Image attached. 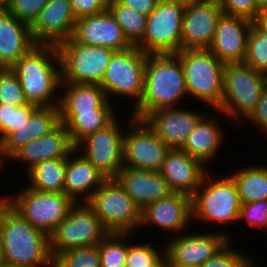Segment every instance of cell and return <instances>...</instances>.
<instances>
[{
    "label": "cell",
    "mask_w": 267,
    "mask_h": 267,
    "mask_svg": "<svg viewBox=\"0 0 267 267\" xmlns=\"http://www.w3.org/2000/svg\"><path fill=\"white\" fill-rule=\"evenodd\" d=\"M187 97L180 58L176 54H147L144 92L140 103L131 110L132 116L143 120L155 110L180 106V100Z\"/></svg>",
    "instance_id": "1"
},
{
    "label": "cell",
    "mask_w": 267,
    "mask_h": 267,
    "mask_svg": "<svg viewBox=\"0 0 267 267\" xmlns=\"http://www.w3.org/2000/svg\"><path fill=\"white\" fill-rule=\"evenodd\" d=\"M10 267H53L49 236L34 228L2 196V259Z\"/></svg>",
    "instance_id": "2"
},
{
    "label": "cell",
    "mask_w": 267,
    "mask_h": 267,
    "mask_svg": "<svg viewBox=\"0 0 267 267\" xmlns=\"http://www.w3.org/2000/svg\"><path fill=\"white\" fill-rule=\"evenodd\" d=\"M10 69L28 103L59 107L60 95L55 93L61 89V64L55 45L37 44Z\"/></svg>",
    "instance_id": "3"
},
{
    "label": "cell",
    "mask_w": 267,
    "mask_h": 267,
    "mask_svg": "<svg viewBox=\"0 0 267 267\" xmlns=\"http://www.w3.org/2000/svg\"><path fill=\"white\" fill-rule=\"evenodd\" d=\"M209 173L204 174L191 197L192 218L222 225L239 221L242 203L234 180L229 173L216 179H211Z\"/></svg>",
    "instance_id": "4"
},
{
    "label": "cell",
    "mask_w": 267,
    "mask_h": 267,
    "mask_svg": "<svg viewBox=\"0 0 267 267\" xmlns=\"http://www.w3.org/2000/svg\"><path fill=\"white\" fill-rule=\"evenodd\" d=\"M184 71L188 96L217 110L223 96L225 63L208 49H183L176 53Z\"/></svg>",
    "instance_id": "5"
},
{
    "label": "cell",
    "mask_w": 267,
    "mask_h": 267,
    "mask_svg": "<svg viewBox=\"0 0 267 267\" xmlns=\"http://www.w3.org/2000/svg\"><path fill=\"white\" fill-rule=\"evenodd\" d=\"M266 86L267 75L244 63H227L223 70L222 101L216 111L234 121L241 117L246 120Z\"/></svg>",
    "instance_id": "6"
},
{
    "label": "cell",
    "mask_w": 267,
    "mask_h": 267,
    "mask_svg": "<svg viewBox=\"0 0 267 267\" xmlns=\"http://www.w3.org/2000/svg\"><path fill=\"white\" fill-rule=\"evenodd\" d=\"M26 187L14 197L7 194L3 198L24 220L50 236L75 202L65 193L39 192Z\"/></svg>",
    "instance_id": "7"
},
{
    "label": "cell",
    "mask_w": 267,
    "mask_h": 267,
    "mask_svg": "<svg viewBox=\"0 0 267 267\" xmlns=\"http://www.w3.org/2000/svg\"><path fill=\"white\" fill-rule=\"evenodd\" d=\"M62 83L101 84L114 50L77 42L72 36L57 46Z\"/></svg>",
    "instance_id": "8"
},
{
    "label": "cell",
    "mask_w": 267,
    "mask_h": 267,
    "mask_svg": "<svg viewBox=\"0 0 267 267\" xmlns=\"http://www.w3.org/2000/svg\"><path fill=\"white\" fill-rule=\"evenodd\" d=\"M109 233H131L141 224V209L114 178L106 179L88 201Z\"/></svg>",
    "instance_id": "9"
},
{
    "label": "cell",
    "mask_w": 267,
    "mask_h": 267,
    "mask_svg": "<svg viewBox=\"0 0 267 267\" xmlns=\"http://www.w3.org/2000/svg\"><path fill=\"white\" fill-rule=\"evenodd\" d=\"M108 234L88 202H75L66 218L49 236L51 255L54 258L73 248L96 246Z\"/></svg>",
    "instance_id": "10"
},
{
    "label": "cell",
    "mask_w": 267,
    "mask_h": 267,
    "mask_svg": "<svg viewBox=\"0 0 267 267\" xmlns=\"http://www.w3.org/2000/svg\"><path fill=\"white\" fill-rule=\"evenodd\" d=\"M146 59L147 54L136 46L114 52L100 84L109 101L110 97L117 95L134 98V106L140 103L144 92Z\"/></svg>",
    "instance_id": "11"
},
{
    "label": "cell",
    "mask_w": 267,
    "mask_h": 267,
    "mask_svg": "<svg viewBox=\"0 0 267 267\" xmlns=\"http://www.w3.org/2000/svg\"><path fill=\"white\" fill-rule=\"evenodd\" d=\"M184 9L175 2L160 0L147 16L143 39L136 47L148 55L179 52Z\"/></svg>",
    "instance_id": "12"
},
{
    "label": "cell",
    "mask_w": 267,
    "mask_h": 267,
    "mask_svg": "<svg viewBox=\"0 0 267 267\" xmlns=\"http://www.w3.org/2000/svg\"><path fill=\"white\" fill-rule=\"evenodd\" d=\"M129 117L126 122L129 131L125 130L123 137L124 167L160 171L170 148L144 120L136 119L132 114Z\"/></svg>",
    "instance_id": "13"
},
{
    "label": "cell",
    "mask_w": 267,
    "mask_h": 267,
    "mask_svg": "<svg viewBox=\"0 0 267 267\" xmlns=\"http://www.w3.org/2000/svg\"><path fill=\"white\" fill-rule=\"evenodd\" d=\"M115 118L110 124L82 139L75 149L107 179L114 178L124 167L122 124ZM120 125V126H119Z\"/></svg>",
    "instance_id": "14"
},
{
    "label": "cell",
    "mask_w": 267,
    "mask_h": 267,
    "mask_svg": "<svg viewBox=\"0 0 267 267\" xmlns=\"http://www.w3.org/2000/svg\"><path fill=\"white\" fill-rule=\"evenodd\" d=\"M175 235L165 244L168 265L201 267L230 240L227 232H202Z\"/></svg>",
    "instance_id": "15"
},
{
    "label": "cell",
    "mask_w": 267,
    "mask_h": 267,
    "mask_svg": "<svg viewBox=\"0 0 267 267\" xmlns=\"http://www.w3.org/2000/svg\"><path fill=\"white\" fill-rule=\"evenodd\" d=\"M223 14L218 0H204L185 7L181 50L208 49L213 41L218 19Z\"/></svg>",
    "instance_id": "16"
},
{
    "label": "cell",
    "mask_w": 267,
    "mask_h": 267,
    "mask_svg": "<svg viewBox=\"0 0 267 267\" xmlns=\"http://www.w3.org/2000/svg\"><path fill=\"white\" fill-rule=\"evenodd\" d=\"M76 21L70 0H49L30 31L36 44L57 46L73 35Z\"/></svg>",
    "instance_id": "17"
},
{
    "label": "cell",
    "mask_w": 267,
    "mask_h": 267,
    "mask_svg": "<svg viewBox=\"0 0 267 267\" xmlns=\"http://www.w3.org/2000/svg\"><path fill=\"white\" fill-rule=\"evenodd\" d=\"M252 21L244 17L222 14L208 50L223 63H243Z\"/></svg>",
    "instance_id": "18"
},
{
    "label": "cell",
    "mask_w": 267,
    "mask_h": 267,
    "mask_svg": "<svg viewBox=\"0 0 267 267\" xmlns=\"http://www.w3.org/2000/svg\"><path fill=\"white\" fill-rule=\"evenodd\" d=\"M72 37L82 44L102 46L114 51L132 47L110 10L78 18Z\"/></svg>",
    "instance_id": "19"
},
{
    "label": "cell",
    "mask_w": 267,
    "mask_h": 267,
    "mask_svg": "<svg viewBox=\"0 0 267 267\" xmlns=\"http://www.w3.org/2000/svg\"><path fill=\"white\" fill-rule=\"evenodd\" d=\"M204 115L176 107L155 110L143 120L170 149H180Z\"/></svg>",
    "instance_id": "20"
},
{
    "label": "cell",
    "mask_w": 267,
    "mask_h": 267,
    "mask_svg": "<svg viewBox=\"0 0 267 267\" xmlns=\"http://www.w3.org/2000/svg\"><path fill=\"white\" fill-rule=\"evenodd\" d=\"M191 219V197L180 193H171L141 210L140 227L144 228V226L152 224L159 229L166 230L165 232L169 231L179 235L183 233L182 231H186Z\"/></svg>",
    "instance_id": "21"
},
{
    "label": "cell",
    "mask_w": 267,
    "mask_h": 267,
    "mask_svg": "<svg viewBox=\"0 0 267 267\" xmlns=\"http://www.w3.org/2000/svg\"><path fill=\"white\" fill-rule=\"evenodd\" d=\"M159 172L167 181L172 193L192 197L200 187L207 169L200 160L191 157L185 151L170 149Z\"/></svg>",
    "instance_id": "22"
},
{
    "label": "cell",
    "mask_w": 267,
    "mask_h": 267,
    "mask_svg": "<svg viewBox=\"0 0 267 267\" xmlns=\"http://www.w3.org/2000/svg\"><path fill=\"white\" fill-rule=\"evenodd\" d=\"M114 179L141 210L172 193L159 171L123 167Z\"/></svg>",
    "instance_id": "23"
},
{
    "label": "cell",
    "mask_w": 267,
    "mask_h": 267,
    "mask_svg": "<svg viewBox=\"0 0 267 267\" xmlns=\"http://www.w3.org/2000/svg\"><path fill=\"white\" fill-rule=\"evenodd\" d=\"M60 124L59 107L39 106L31 115L29 121L12 132L0 144V170L8 159L23 145L39 139L53 131Z\"/></svg>",
    "instance_id": "24"
},
{
    "label": "cell",
    "mask_w": 267,
    "mask_h": 267,
    "mask_svg": "<svg viewBox=\"0 0 267 267\" xmlns=\"http://www.w3.org/2000/svg\"><path fill=\"white\" fill-rule=\"evenodd\" d=\"M74 149L75 146L72 144L66 127L60 123L45 136L23 145L8 160L26 163L28 172L36 164L45 160L67 158Z\"/></svg>",
    "instance_id": "25"
},
{
    "label": "cell",
    "mask_w": 267,
    "mask_h": 267,
    "mask_svg": "<svg viewBox=\"0 0 267 267\" xmlns=\"http://www.w3.org/2000/svg\"><path fill=\"white\" fill-rule=\"evenodd\" d=\"M77 154L74 149L66 158L64 193L74 202H88L107 178L83 155Z\"/></svg>",
    "instance_id": "26"
},
{
    "label": "cell",
    "mask_w": 267,
    "mask_h": 267,
    "mask_svg": "<svg viewBox=\"0 0 267 267\" xmlns=\"http://www.w3.org/2000/svg\"><path fill=\"white\" fill-rule=\"evenodd\" d=\"M37 44L30 25L17 19L6 9L0 12V67L11 68Z\"/></svg>",
    "instance_id": "27"
},
{
    "label": "cell",
    "mask_w": 267,
    "mask_h": 267,
    "mask_svg": "<svg viewBox=\"0 0 267 267\" xmlns=\"http://www.w3.org/2000/svg\"><path fill=\"white\" fill-rule=\"evenodd\" d=\"M61 91L64 94L60 95V113H94V110H113L111 101L99 84L62 83Z\"/></svg>",
    "instance_id": "28"
},
{
    "label": "cell",
    "mask_w": 267,
    "mask_h": 267,
    "mask_svg": "<svg viewBox=\"0 0 267 267\" xmlns=\"http://www.w3.org/2000/svg\"><path fill=\"white\" fill-rule=\"evenodd\" d=\"M206 115L205 113L199 120L180 149L208 166L220 152L226 134H224L223 128L217 124V118Z\"/></svg>",
    "instance_id": "29"
},
{
    "label": "cell",
    "mask_w": 267,
    "mask_h": 267,
    "mask_svg": "<svg viewBox=\"0 0 267 267\" xmlns=\"http://www.w3.org/2000/svg\"><path fill=\"white\" fill-rule=\"evenodd\" d=\"M116 118L114 110H94V113H60L62 123L76 146L88 135L103 129Z\"/></svg>",
    "instance_id": "30"
},
{
    "label": "cell",
    "mask_w": 267,
    "mask_h": 267,
    "mask_svg": "<svg viewBox=\"0 0 267 267\" xmlns=\"http://www.w3.org/2000/svg\"><path fill=\"white\" fill-rule=\"evenodd\" d=\"M65 173L66 158L45 160L28 171V187L39 192L64 193Z\"/></svg>",
    "instance_id": "31"
},
{
    "label": "cell",
    "mask_w": 267,
    "mask_h": 267,
    "mask_svg": "<svg viewBox=\"0 0 267 267\" xmlns=\"http://www.w3.org/2000/svg\"><path fill=\"white\" fill-rule=\"evenodd\" d=\"M230 174L241 203L267 200V166L251 165Z\"/></svg>",
    "instance_id": "32"
},
{
    "label": "cell",
    "mask_w": 267,
    "mask_h": 267,
    "mask_svg": "<svg viewBox=\"0 0 267 267\" xmlns=\"http://www.w3.org/2000/svg\"><path fill=\"white\" fill-rule=\"evenodd\" d=\"M109 10L122 28L125 38L132 46H137L143 39L146 30L147 16L133 8L122 5L118 0Z\"/></svg>",
    "instance_id": "33"
},
{
    "label": "cell",
    "mask_w": 267,
    "mask_h": 267,
    "mask_svg": "<svg viewBox=\"0 0 267 267\" xmlns=\"http://www.w3.org/2000/svg\"><path fill=\"white\" fill-rule=\"evenodd\" d=\"M130 236V233H109L99 243L101 267H126L128 241L125 240Z\"/></svg>",
    "instance_id": "34"
},
{
    "label": "cell",
    "mask_w": 267,
    "mask_h": 267,
    "mask_svg": "<svg viewBox=\"0 0 267 267\" xmlns=\"http://www.w3.org/2000/svg\"><path fill=\"white\" fill-rule=\"evenodd\" d=\"M39 106L28 103L16 107L0 103V144L14 131L26 124Z\"/></svg>",
    "instance_id": "35"
},
{
    "label": "cell",
    "mask_w": 267,
    "mask_h": 267,
    "mask_svg": "<svg viewBox=\"0 0 267 267\" xmlns=\"http://www.w3.org/2000/svg\"><path fill=\"white\" fill-rule=\"evenodd\" d=\"M243 63L267 75V33L260 31L253 23L248 35Z\"/></svg>",
    "instance_id": "36"
},
{
    "label": "cell",
    "mask_w": 267,
    "mask_h": 267,
    "mask_svg": "<svg viewBox=\"0 0 267 267\" xmlns=\"http://www.w3.org/2000/svg\"><path fill=\"white\" fill-rule=\"evenodd\" d=\"M53 267H101L99 244L63 251L53 258Z\"/></svg>",
    "instance_id": "37"
},
{
    "label": "cell",
    "mask_w": 267,
    "mask_h": 267,
    "mask_svg": "<svg viewBox=\"0 0 267 267\" xmlns=\"http://www.w3.org/2000/svg\"><path fill=\"white\" fill-rule=\"evenodd\" d=\"M0 103L21 107L28 104L21 83L10 68L0 71Z\"/></svg>",
    "instance_id": "38"
},
{
    "label": "cell",
    "mask_w": 267,
    "mask_h": 267,
    "mask_svg": "<svg viewBox=\"0 0 267 267\" xmlns=\"http://www.w3.org/2000/svg\"><path fill=\"white\" fill-rule=\"evenodd\" d=\"M229 241L213 257L209 258L201 267H249L253 261L248 254L240 252Z\"/></svg>",
    "instance_id": "39"
},
{
    "label": "cell",
    "mask_w": 267,
    "mask_h": 267,
    "mask_svg": "<svg viewBox=\"0 0 267 267\" xmlns=\"http://www.w3.org/2000/svg\"><path fill=\"white\" fill-rule=\"evenodd\" d=\"M157 250L151 242L133 245L128 242L126 267H149L153 265L164 253L165 246Z\"/></svg>",
    "instance_id": "40"
},
{
    "label": "cell",
    "mask_w": 267,
    "mask_h": 267,
    "mask_svg": "<svg viewBox=\"0 0 267 267\" xmlns=\"http://www.w3.org/2000/svg\"><path fill=\"white\" fill-rule=\"evenodd\" d=\"M49 0H5V9L31 25Z\"/></svg>",
    "instance_id": "41"
},
{
    "label": "cell",
    "mask_w": 267,
    "mask_h": 267,
    "mask_svg": "<svg viewBox=\"0 0 267 267\" xmlns=\"http://www.w3.org/2000/svg\"><path fill=\"white\" fill-rule=\"evenodd\" d=\"M246 220L251 227L267 231V200L242 203L239 221Z\"/></svg>",
    "instance_id": "42"
},
{
    "label": "cell",
    "mask_w": 267,
    "mask_h": 267,
    "mask_svg": "<svg viewBox=\"0 0 267 267\" xmlns=\"http://www.w3.org/2000/svg\"><path fill=\"white\" fill-rule=\"evenodd\" d=\"M223 14L253 20L260 11L256 0H218Z\"/></svg>",
    "instance_id": "43"
},
{
    "label": "cell",
    "mask_w": 267,
    "mask_h": 267,
    "mask_svg": "<svg viewBox=\"0 0 267 267\" xmlns=\"http://www.w3.org/2000/svg\"><path fill=\"white\" fill-rule=\"evenodd\" d=\"M247 120L254 123L257 129L267 136V86L261 92L256 107Z\"/></svg>",
    "instance_id": "44"
},
{
    "label": "cell",
    "mask_w": 267,
    "mask_h": 267,
    "mask_svg": "<svg viewBox=\"0 0 267 267\" xmlns=\"http://www.w3.org/2000/svg\"><path fill=\"white\" fill-rule=\"evenodd\" d=\"M75 17L95 15L104 11L96 0H70Z\"/></svg>",
    "instance_id": "45"
},
{
    "label": "cell",
    "mask_w": 267,
    "mask_h": 267,
    "mask_svg": "<svg viewBox=\"0 0 267 267\" xmlns=\"http://www.w3.org/2000/svg\"><path fill=\"white\" fill-rule=\"evenodd\" d=\"M122 5L133 8L140 14L148 16L158 5L160 0H118Z\"/></svg>",
    "instance_id": "46"
},
{
    "label": "cell",
    "mask_w": 267,
    "mask_h": 267,
    "mask_svg": "<svg viewBox=\"0 0 267 267\" xmlns=\"http://www.w3.org/2000/svg\"><path fill=\"white\" fill-rule=\"evenodd\" d=\"M252 23L260 30L267 33V8H262L257 13Z\"/></svg>",
    "instance_id": "47"
},
{
    "label": "cell",
    "mask_w": 267,
    "mask_h": 267,
    "mask_svg": "<svg viewBox=\"0 0 267 267\" xmlns=\"http://www.w3.org/2000/svg\"><path fill=\"white\" fill-rule=\"evenodd\" d=\"M149 267H168V258L166 253H164L153 265Z\"/></svg>",
    "instance_id": "48"
},
{
    "label": "cell",
    "mask_w": 267,
    "mask_h": 267,
    "mask_svg": "<svg viewBox=\"0 0 267 267\" xmlns=\"http://www.w3.org/2000/svg\"><path fill=\"white\" fill-rule=\"evenodd\" d=\"M166 1L175 2V3L181 5L185 8V7L191 6L193 4H197V3L204 1V0H166Z\"/></svg>",
    "instance_id": "49"
},
{
    "label": "cell",
    "mask_w": 267,
    "mask_h": 267,
    "mask_svg": "<svg viewBox=\"0 0 267 267\" xmlns=\"http://www.w3.org/2000/svg\"><path fill=\"white\" fill-rule=\"evenodd\" d=\"M2 259V197H0V263Z\"/></svg>",
    "instance_id": "50"
},
{
    "label": "cell",
    "mask_w": 267,
    "mask_h": 267,
    "mask_svg": "<svg viewBox=\"0 0 267 267\" xmlns=\"http://www.w3.org/2000/svg\"><path fill=\"white\" fill-rule=\"evenodd\" d=\"M96 1L104 10H109L110 6L115 2V0H96Z\"/></svg>",
    "instance_id": "51"
},
{
    "label": "cell",
    "mask_w": 267,
    "mask_h": 267,
    "mask_svg": "<svg viewBox=\"0 0 267 267\" xmlns=\"http://www.w3.org/2000/svg\"><path fill=\"white\" fill-rule=\"evenodd\" d=\"M259 9L267 8V0H256Z\"/></svg>",
    "instance_id": "52"
},
{
    "label": "cell",
    "mask_w": 267,
    "mask_h": 267,
    "mask_svg": "<svg viewBox=\"0 0 267 267\" xmlns=\"http://www.w3.org/2000/svg\"><path fill=\"white\" fill-rule=\"evenodd\" d=\"M5 10V0H0V12Z\"/></svg>",
    "instance_id": "53"
},
{
    "label": "cell",
    "mask_w": 267,
    "mask_h": 267,
    "mask_svg": "<svg viewBox=\"0 0 267 267\" xmlns=\"http://www.w3.org/2000/svg\"><path fill=\"white\" fill-rule=\"evenodd\" d=\"M168 267H193V266H178V265H168Z\"/></svg>",
    "instance_id": "54"
},
{
    "label": "cell",
    "mask_w": 267,
    "mask_h": 267,
    "mask_svg": "<svg viewBox=\"0 0 267 267\" xmlns=\"http://www.w3.org/2000/svg\"><path fill=\"white\" fill-rule=\"evenodd\" d=\"M0 267H10V266L3 265V264L0 263Z\"/></svg>",
    "instance_id": "55"
},
{
    "label": "cell",
    "mask_w": 267,
    "mask_h": 267,
    "mask_svg": "<svg viewBox=\"0 0 267 267\" xmlns=\"http://www.w3.org/2000/svg\"><path fill=\"white\" fill-rule=\"evenodd\" d=\"M254 264H255V263L253 262L249 267H256Z\"/></svg>",
    "instance_id": "56"
}]
</instances>
